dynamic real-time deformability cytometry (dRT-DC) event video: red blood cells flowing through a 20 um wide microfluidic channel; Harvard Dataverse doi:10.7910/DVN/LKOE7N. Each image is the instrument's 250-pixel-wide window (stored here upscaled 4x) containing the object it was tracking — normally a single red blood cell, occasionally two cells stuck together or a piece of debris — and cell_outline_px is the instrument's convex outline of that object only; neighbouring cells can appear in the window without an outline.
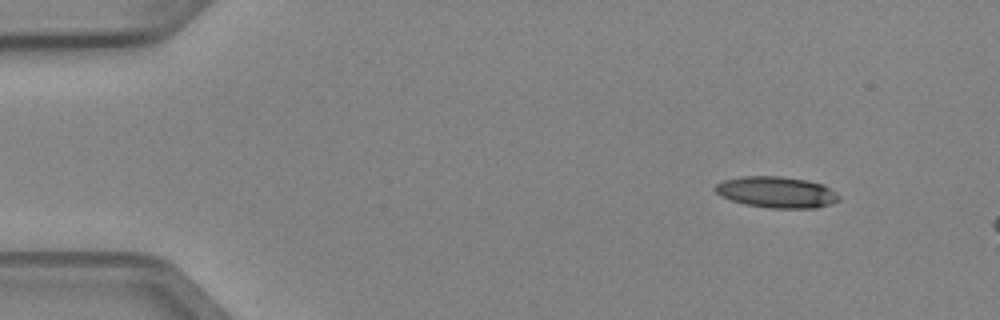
{"species": "Egyptian fruit bat (a non-hibernating species)", "species_latin": "Rousettus aegyptiacus", "temperature_condition": "cold", "stored_images_in_passage": 5, "camera_frame_rate_fps": 3000, "um_per_image_px": 0.085, "animal": {"sex": "female"}, "frame": {"image": 1, "passage_image": 1, "time_ms": 0.0, "image_size_px": [1000, 320], "cell_outline_px": [[840, 200], [816, 208], [772, 208], [744, 204], [720, 196], [716, 192], [716, 184], [724, 180], [740, 176], [780, 176], [804, 180], [824, 184], [836, 192], [840, 196]], "centroid_in_image_um": [66.02, 16.33], "position_along_channel_um": 19.0, "area_um2": 22.43}}